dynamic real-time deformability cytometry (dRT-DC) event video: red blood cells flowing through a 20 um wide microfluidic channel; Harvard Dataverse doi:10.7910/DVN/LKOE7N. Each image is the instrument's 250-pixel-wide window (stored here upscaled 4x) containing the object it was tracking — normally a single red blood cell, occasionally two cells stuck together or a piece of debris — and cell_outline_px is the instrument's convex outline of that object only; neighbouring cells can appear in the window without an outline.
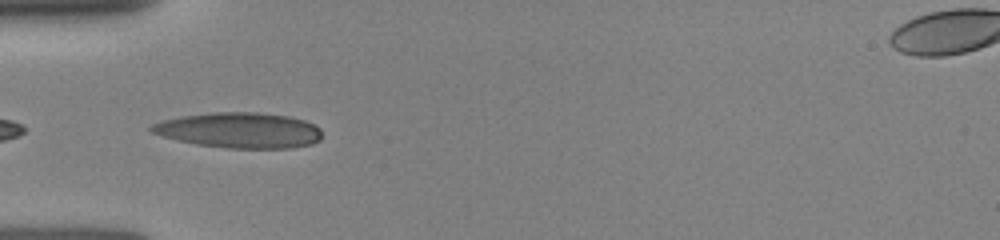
{"species": "human", "species_latin": "Homo sapiens", "temperature_condition": "room temperature", "stored_images_in_passage": 16, "camera_frame_rate_fps": 3000, "um_per_image_px": 0.085, "donor": {"sex": "female"}, "frame": {"image": 1, "passage_image": 1, "time_ms": 0.0, "image_size_px": [1000, 240], "cell_outline_px": [[320, 140], [312, 144], [292, 148], [228, 148], [196, 144], [164, 136], [152, 132], [148, 128], [152, 124], [164, 120], [180, 116], [212, 112], [256, 112], [288, 116], [304, 120], [320, 128]], "centroid_in_image_um": [20.36, 11.07], "position_along_channel_um": 64.6, "area_um2": 35.08}}
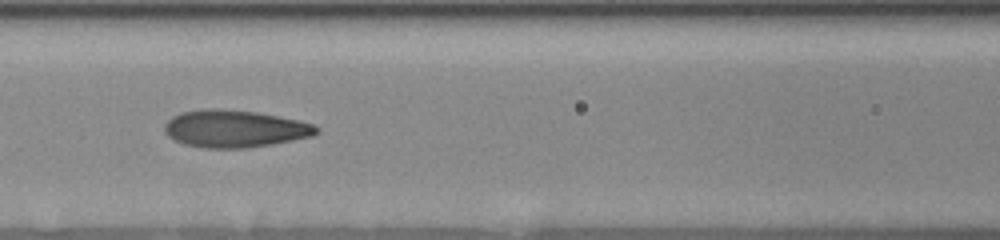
{"frame": {"image": 2, "passage_image": 10, "time_ms": 2.0, "image_size_px": [1000, 240], "cell_outline_px": [[320, 132], [312, 136], [272, 144], [248, 148], [204, 148], [184, 144], [168, 136], [164, 132], [164, 124], [172, 116], [180, 112], [208, 108], [212, 108], [256, 112], [300, 120], [312, 124], [320, 128]], "centroid_in_image_um": [19.95, 10.94], "position_along_channel_um": 146.7, "area_um2": 33.12}}
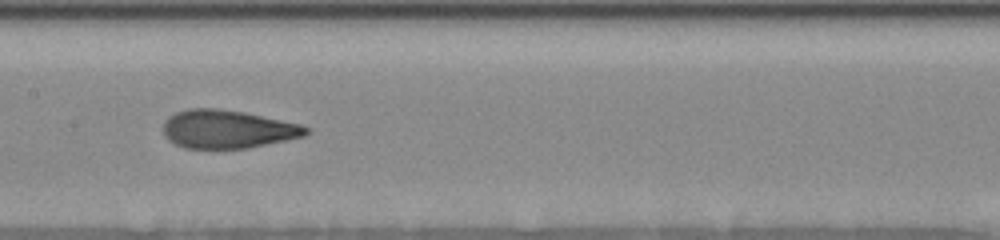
{"frame": {"image": 3, "passage_image": 15, "time_ms": 3.0, "image_size_px": [1000, 240], "cell_outline_px": [[312, 128], [304, 136], [248, 148], [184, 148], [168, 140], [164, 136], [164, 120], [168, 116], [176, 112], [188, 108], [220, 108], [244, 112], [300, 124]], "centroid_in_image_um": [19.32, 10.97], "position_along_channel_um": 188.1, "area_um2": 31.91}}